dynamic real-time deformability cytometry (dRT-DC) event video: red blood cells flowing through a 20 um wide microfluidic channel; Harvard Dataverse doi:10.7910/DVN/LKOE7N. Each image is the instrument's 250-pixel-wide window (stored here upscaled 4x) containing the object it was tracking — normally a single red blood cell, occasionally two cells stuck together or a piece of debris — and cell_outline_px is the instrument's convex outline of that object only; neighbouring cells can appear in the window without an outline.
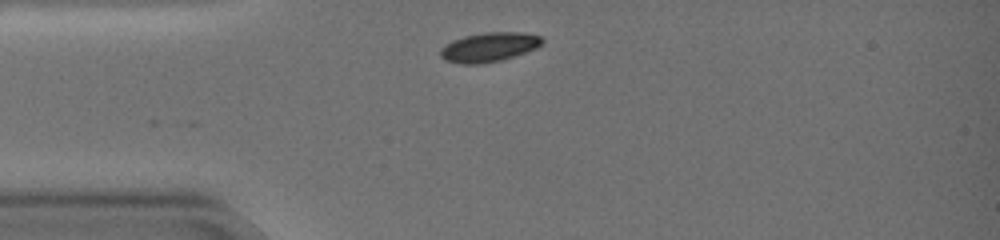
{"species": "common noctule bat (a hibernating species)", "species_latin": "Nyctalus noctula", "temperature_condition": "warm", "stored_images_in_passage": 38, "camera_frame_rate_fps": 3000, "um_per_image_px": 0.085, "animal": {"sex": "female", "body_mass_g": 19.0, "forearm_length_mm": 51.5}, "frame": {"image": 1, "passage_image": 1, "time_ms": 0.0, "image_size_px": [1000, 240], "cell_outline_px": [[544, 40], [536, 48], [500, 60], [480, 64], [464, 64], [444, 60], [440, 56], [440, 48], [452, 40], [464, 36], [488, 32], [520, 32], [540, 36]], "centroid_in_image_um": [41.52, 4.0], "position_along_channel_um": 43.5, "area_um2": 17.17}}
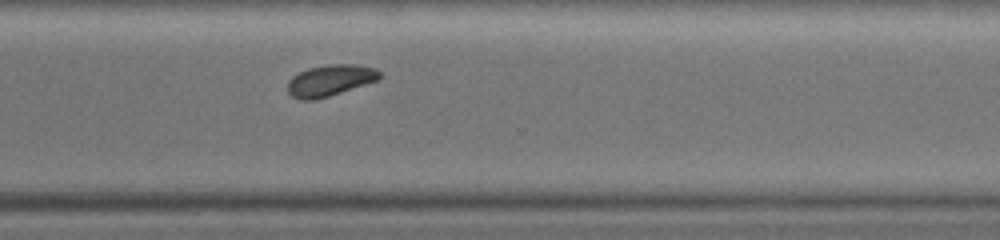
{"frame": {"image": 2, "passage_image": 29, "time_ms": 9.333, "image_size_px": [1000, 240], "cell_outline_px": [[380, 76], [376, 80], [328, 96], [312, 100], [300, 100], [292, 96], [288, 92], [288, 80], [292, 76], [308, 68], [328, 64], [352, 64], [376, 68], [380, 72]], "centroid_in_image_um": [28.01, 6.82], "position_along_channel_um": 342.6, "area_um2": 16.47}}
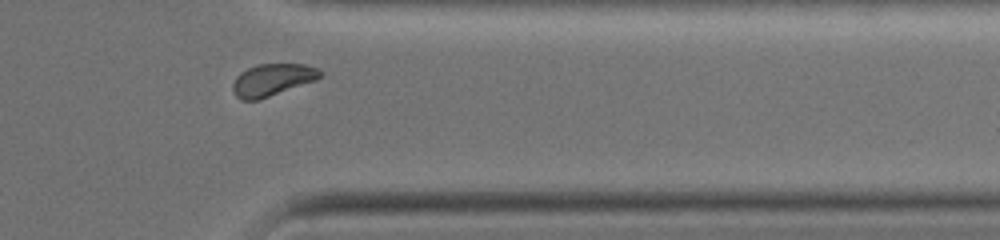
{"frame": {"image": 3, "passage_image": 33, "time_ms": 10.667, "image_size_px": [1000, 240], "cell_outline_px": [[324, 72], [316, 80], [256, 100], [240, 100], [236, 96], [232, 88], [232, 84], [236, 76], [240, 72], [256, 64], [304, 64], [320, 68]], "centroid_in_image_um": [23.14, 6.76], "position_along_channel_um": 388.3, "area_um2": 16.3}, "authors_computed_cell_mechanics": {"area_um2": 17.1955, "velocity_mm_per_s": 3.391, "shape_relaxation_time_tau1_ms": 2.2717, "shape_relaxation_time_tau2_ms": null, "deformation_change_tau1": 0.102, "deformation_change_tau2": null}}